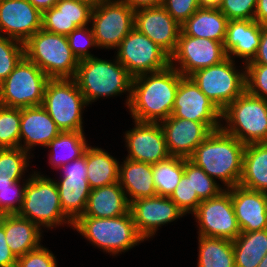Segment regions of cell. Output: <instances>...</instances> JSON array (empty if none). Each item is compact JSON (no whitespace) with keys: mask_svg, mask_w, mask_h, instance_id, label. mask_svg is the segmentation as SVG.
<instances>
[{"mask_svg":"<svg viewBox=\"0 0 267 267\" xmlns=\"http://www.w3.org/2000/svg\"><path fill=\"white\" fill-rule=\"evenodd\" d=\"M182 77L171 65L134 77L127 107L134 121L159 123L171 116Z\"/></svg>","mask_w":267,"mask_h":267,"instance_id":"cell-1","label":"cell"},{"mask_svg":"<svg viewBox=\"0 0 267 267\" xmlns=\"http://www.w3.org/2000/svg\"><path fill=\"white\" fill-rule=\"evenodd\" d=\"M244 148L245 144L219 129L196 147L189 160L229 189L240 182Z\"/></svg>","mask_w":267,"mask_h":267,"instance_id":"cell-2","label":"cell"},{"mask_svg":"<svg viewBox=\"0 0 267 267\" xmlns=\"http://www.w3.org/2000/svg\"><path fill=\"white\" fill-rule=\"evenodd\" d=\"M74 79L88 105L101 97H115L126 92V107L129 105L133 77L116 56L113 62L95 56L79 60Z\"/></svg>","mask_w":267,"mask_h":267,"instance_id":"cell-3","label":"cell"},{"mask_svg":"<svg viewBox=\"0 0 267 267\" xmlns=\"http://www.w3.org/2000/svg\"><path fill=\"white\" fill-rule=\"evenodd\" d=\"M72 228L88 239L89 243L112 256L126 252L144 241L136 231L130 211L114 218L79 217Z\"/></svg>","mask_w":267,"mask_h":267,"instance_id":"cell-4","label":"cell"},{"mask_svg":"<svg viewBox=\"0 0 267 267\" xmlns=\"http://www.w3.org/2000/svg\"><path fill=\"white\" fill-rule=\"evenodd\" d=\"M27 181L24 199L17 215L49 229L73 222L64 214L56 181L34 171Z\"/></svg>","mask_w":267,"mask_h":267,"instance_id":"cell-5","label":"cell"},{"mask_svg":"<svg viewBox=\"0 0 267 267\" xmlns=\"http://www.w3.org/2000/svg\"><path fill=\"white\" fill-rule=\"evenodd\" d=\"M24 55L50 79L74 78L79 64L67 36L42 28L24 43Z\"/></svg>","mask_w":267,"mask_h":267,"instance_id":"cell-6","label":"cell"},{"mask_svg":"<svg viewBox=\"0 0 267 267\" xmlns=\"http://www.w3.org/2000/svg\"><path fill=\"white\" fill-rule=\"evenodd\" d=\"M221 129L243 144L267 142V100L246 90L222 111Z\"/></svg>","mask_w":267,"mask_h":267,"instance_id":"cell-7","label":"cell"},{"mask_svg":"<svg viewBox=\"0 0 267 267\" xmlns=\"http://www.w3.org/2000/svg\"><path fill=\"white\" fill-rule=\"evenodd\" d=\"M88 106L74 78L49 79L42 106L63 131H84L82 111Z\"/></svg>","mask_w":267,"mask_h":267,"instance_id":"cell-8","label":"cell"},{"mask_svg":"<svg viewBox=\"0 0 267 267\" xmlns=\"http://www.w3.org/2000/svg\"><path fill=\"white\" fill-rule=\"evenodd\" d=\"M50 78L25 56L0 84V105L13 108L40 106Z\"/></svg>","mask_w":267,"mask_h":267,"instance_id":"cell-9","label":"cell"},{"mask_svg":"<svg viewBox=\"0 0 267 267\" xmlns=\"http://www.w3.org/2000/svg\"><path fill=\"white\" fill-rule=\"evenodd\" d=\"M243 67L244 71L240 72L235 66V60L227 57L218 64L196 70L189 77L223 111L246 90Z\"/></svg>","mask_w":267,"mask_h":267,"instance_id":"cell-10","label":"cell"},{"mask_svg":"<svg viewBox=\"0 0 267 267\" xmlns=\"http://www.w3.org/2000/svg\"><path fill=\"white\" fill-rule=\"evenodd\" d=\"M135 10L121 0H102L93 6L90 24L97 47L117 49L134 28Z\"/></svg>","mask_w":267,"mask_h":267,"instance_id":"cell-11","label":"cell"},{"mask_svg":"<svg viewBox=\"0 0 267 267\" xmlns=\"http://www.w3.org/2000/svg\"><path fill=\"white\" fill-rule=\"evenodd\" d=\"M116 58L134 78L170 65V56L135 27L121 41Z\"/></svg>","mask_w":267,"mask_h":267,"instance_id":"cell-12","label":"cell"},{"mask_svg":"<svg viewBox=\"0 0 267 267\" xmlns=\"http://www.w3.org/2000/svg\"><path fill=\"white\" fill-rule=\"evenodd\" d=\"M192 214L199 226L198 235L234 240L241 233L229 189L218 196L202 200Z\"/></svg>","mask_w":267,"mask_h":267,"instance_id":"cell-13","label":"cell"},{"mask_svg":"<svg viewBox=\"0 0 267 267\" xmlns=\"http://www.w3.org/2000/svg\"><path fill=\"white\" fill-rule=\"evenodd\" d=\"M227 57L224 44L207 38L187 36L180 31L176 50L170 56V65L182 76H190L196 70L218 64Z\"/></svg>","mask_w":267,"mask_h":267,"instance_id":"cell-14","label":"cell"},{"mask_svg":"<svg viewBox=\"0 0 267 267\" xmlns=\"http://www.w3.org/2000/svg\"><path fill=\"white\" fill-rule=\"evenodd\" d=\"M171 115L205 123L212 131L221 129L222 111L189 76H183L179 82Z\"/></svg>","mask_w":267,"mask_h":267,"instance_id":"cell-15","label":"cell"},{"mask_svg":"<svg viewBox=\"0 0 267 267\" xmlns=\"http://www.w3.org/2000/svg\"><path fill=\"white\" fill-rule=\"evenodd\" d=\"M129 211L136 231L144 240L153 237L159 227L185 216L169 197L158 195L132 201Z\"/></svg>","mask_w":267,"mask_h":267,"instance_id":"cell-16","label":"cell"},{"mask_svg":"<svg viewBox=\"0 0 267 267\" xmlns=\"http://www.w3.org/2000/svg\"><path fill=\"white\" fill-rule=\"evenodd\" d=\"M133 129L125 132L127 159L155 164L170 157L159 123L133 121Z\"/></svg>","mask_w":267,"mask_h":267,"instance_id":"cell-17","label":"cell"},{"mask_svg":"<svg viewBox=\"0 0 267 267\" xmlns=\"http://www.w3.org/2000/svg\"><path fill=\"white\" fill-rule=\"evenodd\" d=\"M134 27L171 56L177 47L181 25L163 6L135 10Z\"/></svg>","mask_w":267,"mask_h":267,"instance_id":"cell-18","label":"cell"},{"mask_svg":"<svg viewBox=\"0 0 267 267\" xmlns=\"http://www.w3.org/2000/svg\"><path fill=\"white\" fill-rule=\"evenodd\" d=\"M41 28L42 12L28 0L0 2V36L25 43Z\"/></svg>","mask_w":267,"mask_h":267,"instance_id":"cell-19","label":"cell"},{"mask_svg":"<svg viewBox=\"0 0 267 267\" xmlns=\"http://www.w3.org/2000/svg\"><path fill=\"white\" fill-rule=\"evenodd\" d=\"M159 124L170 156L184 159H189L196 147L212 133L205 123L176 118L172 115Z\"/></svg>","mask_w":267,"mask_h":267,"instance_id":"cell-20","label":"cell"},{"mask_svg":"<svg viewBox=\"0 0 267 267\" xmlns=\"http://www.w3.org/2000/svg\"><path fill=\"white\" fill-rule=\"evenodd\" d=\"M241 232L267 229V194L240 185L229 188Z\"/></svg>","mask_w":267,"mask_h":267,"instance_id":"cell-21","label":"cell"},{"mask_svg":"<svg viewBox=\"0 0 267 267\" xmlns=\"http://www.w3.org/2000/svg\"><path fill=\"white\" fill-rule=\"evenodd\" d=\"M93 5L83 0H59L42 12V29L67 36L77 27L89 26Z\"/></svg>","mask_w":267,"mask_h":267,"instance_id":"cell-22","label":"cell"},{"mask_svg":"<svg viewBox=\"0 0 267 267\" xmlns=\"http://www.w3.org/2000/svg\"><path fill=\"white\" fill-rule=\"evenodd\" d=\"M60 132L42 105L21 108L20 147L24 151L30 154L31 149L37 145L46 148Z\"/></svg>","mask_w":267,"mask_h":267,"instance_id":"cell-23","label":"cell"},{"mask_svg":"<svg viewBox=\"0 0 267 267\" xmlns=\"http://www.w3.org/2000/svg\"><path fill=\"white\" fill-rule=\"evenodd\" d=\"M262 25L255 20H228L224 49L234 60L242 58L243 65L256 55L260 44Z\"/></svg>","mask_w":267,"mask_h":267,"instance_id":"cell-24","label":"cell"},{"mask_svg":"<svg viewBox=\"0 0 267 267\" xmlns=\"http://www.w3.org/2000/svg\"><path fill=\"white\" fill-rule=\"evenodd\" d=\"M130 203L119 182L91 189L84 214L80 217L114 218L129 212Z\"/></svg>","mask_w":267,"mask_h":267,"instance_id":"cell-25","label":"cell"},{"mask_svg":"<svg viewBox=\"0 0 267 267\" xmlns=\"http://www.w3.org/2000/svg\"><path fill=\"white\" fill-rule=\"evenodd\" d=\"M119 165V183L129 203L157 195L152 164L125 158Z\"/></svg>","mask_w":267,"mask_h":267,"instance_id":"cell-26","label":"cell"},{"mask_svg":"<svg viewBox=\"0 0 267 267\" xmlns=\"http://www.w3.org/2000/svg\"><path fill=\"white\" fill-rule=\"evenodd\" d=\"M227 23V17L218 8L200 7L181 25V31L187 36L207 38L224 44Z\"/></svg>","mask_w":267,"mask_h":267,"instance_id":"cell-27","label":"cell"},{"mask_svg":"<svg viewBox=\"0 0 267 267\" xmlns=\"http://www.w3.org/2000/svg\"><path fill=\"white\" fill-rule=\"evenodd\" d=\"M5 239L16 258L41 246L42 229L17 214H9L3 224Z\"/></svg>","mask_w":267,"mask_h":267,"instance_id":"cell-28","label":"cell"},{"mask_svg":"<svg viewBox=\"0 0 267 267\" xmlns=\"http://www.w3.org/2000/svg\"><path fill=\"white\" fill-rule=\"evenodd\" d=\"M238 185L267 194V142L245 145Z\"/></svg>","mask_w":267,"mask_h":267,"instance_id":"cell-29","label":"cell"},{"mask_svg":"<svg viewBox=\"0 0 267 267\" xmlns=\"http://www.w3.org/2000/svg\"><path fill=\"white\" fill-rule=\"evenodd\" d=\"M56 181L64 214L74 223L86 210L91 188L87 176H61Z\"/></svg>","mask_w":267,"mask_h":267,"instance_id":"cell-30","label":"cell"},{"mask_svg":"<svg viewBox=\"0 0 267 267\" xmlns=\"http://www.w3.org/2000/svg\"><path fill=\"white\" fill-rule=\"evenodd\" d=\"M87 181L91 189L119 182V160L102 148H86Z\"/></svg>","mask_w":267,"mask_h":267,"instance_id":"cell-31","label":"cell"},{"mask_svg":"<svg viewBox=\"0 0 267 267\" xmlns=\"http://www.w3.org/2000/svg\"><path fill=\"white\" fill-rule=\"evenodd\" d=\"M84 131L60 132L46 147L51 149L49 164L59 169L74 159L82 156L89 146Z\"/></svg>","mask_w":267,"mask_h":267,"instance_id":"cell-32","label":"cell"},{"mask_svg":"<svg viewBox=\"0 0 267 267\" xmlns=\"http://www.w3.org/2000/svg\"><path fill=\"white\" fill-rule=\"evenodd\" d=\"M232 243L235 267H257L267 254V229L241 232Z\"/></svg>","mask_w":267,"mask_h":267,"instance_id":"cell-33","label":"cell"},{"mask_svg":"<svg viewBox=\"0 0 267 267\" xmlns=\"http://www.w3.org/2000/svg\"><path fill=\"white\" fill-rule=\"evenodd\" d=\"M197 267H235L232 240L198 235Z\"/></svg>","mask_w":267,"mask_h":267,"instance_id":"cell-34","label":"cell"},{"mask_svg":"<svg viewBox=\"0 0 267 267\" xmlns=\"http://www.w3.org/2000/svg\"><path fill=\"white\" fill-rule=\"evenodd\" d=\"M152 171L157 195L169 197L184 174V158L170 156L152 164Z\"/></svg>","mask_w":267,"mask_h":267,"instance_id":"cell-35","label":"cell"},{"mask_svg":"<svg viewBox=\"0 0 267 267\" xmlns=\"http://www.w3.org/2000/svg\"><path fill=\"white\" fill-rule=\"evenodd\" d=\"M31 155L18 148H0V178L7 176L14 182L21 181L29 167Z\"/></svg>","mask_w":267,"mask_h":267,"instance_id":"cell-36","label":"cell"},{"mask_svg":"<svg viewBox=\"0 0 267 267\" xmlns=\"http://www.w3.org/2000/svg\"><path fill=\"white\" fill-rule=\"evenodd\" d=\"M21 108L0 105V148L20 147Z\"/></svg>","mask_w":267,"mask_h":267,"instance_id":"cell-37","label":"cell"},{"mask_svg":"<svg viewBox=\"0 0 267 267\" xmlns=\"http://www.w3.org/2000/svg\"><path fill=\"white\" fill-rule=\"evenodd\" d=\"M184 174L191 176V186L201 200L218 196L226 188L220 187L216 180L208 176L202 168L197 167L189 159H184Z\"/></svg>","mask_w":267,"mask_h":267,"instance_id":"cell-38","label":"cell"},{"mask_svg":"<svg viewBox=\"0 0 267 267\" xmlns=\"http://www.w3.org/2000/svg\"><path fill=\"white\" fill-rule=\"evenodd\" d=\"M24 56V43L13 38L0 36V84Z\"/></svg>","mask_w":267,"mask_h":267,"instance_id":"cell-39","label":"cell"},{"mask_svg":"<svg viewBox=\"0 0 267 267\" xmlns=\"http://www.w3.org/2000/svg\"><path fill=\"white\" fill-rule=\"evenodd\" d=\"M23 182L21 187L20 181L14 182L8 176L0 178V209L6 211L8 214H17L21 208L24 191L27 181Z\"/></svg>","mask_w":267,"mask_h":267,"instance_id":"cell-40","label":"cell"},{"mask_svg":"<svg viewBox=\"0 0 267 267\" xmlns=\"http://www.w3.org/2000/svg\"><path fill=\"white\" fill-rule=\"evenodd\" d=\"M169 198L183 211L186 215L187 213H193L199 203L202 201L196 192H193L191 186V176L182 175L179 184L176 186L175 190L169 196Z\"/></svg>","mask_w":267,"mask_h":267,"instance_id":"cell-41","label":"cell"},{"mask_svg":"<svg viewBox=\"0 0 267 267\" xmlns=\"http://www.w3.org/2000/svg\"><path fill=\"white\" fill-rule=\"evenodd\" d=\"M67 38L72 53L78 60L94 56L89 51L90 48L97 47L92 27H77L67 35Z\"/></svg>","mask_w":267,"mask_h":267,"instance_id":"cell-42","label":"cell"},{"mask_svg":"<svg viewBox=\"0 0 267 267\" xmlns=\"http://www.w3.org/2000/svg\"><path fill=\"white\" fill-rule=\"evenodd\" d=\"M246 91L267 100V65L245 64Z\"/></svg>","mask_w":267,"mask_h":267,"instance_id":"cell-43","label":"cell"},{"mask_svg":"<svg viewBox=\"0 0 267 267\" xmlns=\"http://www.w3.org/2000/svg\"><path fill=\"white\" fill-rule=\"evenodd\" d=\"M257 0H223L218 9L228 20H254Z\"/></svg>","mask_w":267,"mask_h":267,"instance_id":"cell-44","label":"cell"},{"mask_svg":"<svg viewBox=\"0 0 267 267\" xmlns=\"http://www.w3.org/2000/svg\"><path fill=\"white\" fill-rule=\"evenodd\" d=\"M55 255L42 245L17 258L16 267H57Z\"/></svg>","mask_w":267,"mask_h":267,"instance_id":"cell-45","label":"cell"},{"mask_svg":"<svg viewBox=\"0 0 267 267\" xmlns=\"http://www.w3.org/2000/svg\"><path fill=\"white\" fill-rule=\"evenodd\" d=\"M162 6L180 25L201 7L198 0H164Z\"/></svg>","mask_w":267,"mask_h":267,"instance_id":"cell-46","label":"cell"},{"mask_svg":"<svg viewBox=\"0 0 267 267\" xmlns=\"http://www.w3.org/2000/svg\"><path fill=\"white\" fill-rule=\"evenodd\" d=\"M63 176H87L86 150L82 156L60 168Z\"/></svg>","mask_w":267,"mask_h":267,"instance_id":"cell-47","label":"cell"},{"mask_svg":"<svg viewBox=\"0 0 267 267\" xmlns=\"http://www.w3.org/2000/svg\"><path fill=\"white\" fill-rule=\"evenodd\" d=\"M17 258L11 252L5 239L3 226L0 227V267H16Z\"/></svg>","mask_w":267,"mask_h":267,"instance_id":"cell-48","label":"cell"},{"mask_svg":"<svg viewBox=\"0 0 267 267\" xmlns=\"http://www.w3.org/2000/svg\"><path fill=\"white\" fill-rule=\"evenodd\" d=\"M246 64H266L267 65V25H262L260 44L254 58Z\"/></svg>","mask_w":267,"mask_h":267,"instance_id":"cell-49","label":"cell"},{"mask_svg":"<svg viewBox=\"0 0 267 267\" xmlns=\"http://www.w3.org/2000/svg\"><path fill=\"white\" fill-rule=\"evenodd\" d=\"M133 10L144 7L162 6L164 0H121Z\"/></svg>","mask_w":267,"mask_h":267,"instance_id":"cell-50","label":"cell"},{"mask_svg":"<svg viewBox=\"0 0 267 267\" xmlns=\"http://www.w3.org/2000/svg\"><path fill=\"white\" fill-rule=\"evenodd\" d=\"M254 20L260 25H267V0H257Z\"/></svg>","mask_w":267,"mask_h":267,"instance_id":"cell-51","label":"cell"},{"mask_svg":"<svg viewBox=\"0 0 267 267\" xmlns=\"http://www.w3.org/2000/svg\"><path fill=\"white\" fill-rule=\"evenodd\" d=\"M35 8L41 12L50 9L56 5L59 0H28Z\"/></svg>","mask_w":267,"mask_h":267,"instance_id":"cell-52","label":"cell"},{"mask_svg":"<svg viewBox=\"0 0 267 267\" xmlns=\"http://www.w3.org/2000/svg\"><path fill=\"white\" fill-rule=\"evenodd\" d=\"M201 7L218 8L223 0H198Z\"/></svg>","mask_w":267,"mask_h":267,"instance_id":"cell-53","label":"cell"},{"mask_svg":"<svg viewBox=\"0 0 267 267\" xmlns=\"http://www.w3.org/2000/svg\"><path fill=\"white\" fill-rule=\"evenodd\" d=\"M8 215L9 214L6 211L0 209V227L3 226L4 221Z\"/></svg>","mask_w":267,"mask_h":267,"instance_id":"cell-54","label":"cell"},{"mask_svg":"<svg viewBox=\"0 0 267 267\" xmlns=\"http://www.w3.org/2000/svg\"><path fill=\"white\" fill-rule=\"evenodd\" d=\"M257 267H267V254L265 255V257L261 260V262L259 263V265Z\"/></svg>","mask_w":267,"mask_h":267,"instance_id":"cell-55","label":"cell"},{"mask_svg":"<svg viewBox=\"0 0 267 267\" xmlns=\"http://www.w3.org/2000/svg\"><path fill=\"white\" fill-rule=\"evenodd\" d=\"M83 1H86V2L90 3L91 5L95 6L99 2H101L102 0H83Z\"/></svg>","mask_w":267,"mask_h":267,"instance_id":"cell-56","label":"cell"}]
</instances>
